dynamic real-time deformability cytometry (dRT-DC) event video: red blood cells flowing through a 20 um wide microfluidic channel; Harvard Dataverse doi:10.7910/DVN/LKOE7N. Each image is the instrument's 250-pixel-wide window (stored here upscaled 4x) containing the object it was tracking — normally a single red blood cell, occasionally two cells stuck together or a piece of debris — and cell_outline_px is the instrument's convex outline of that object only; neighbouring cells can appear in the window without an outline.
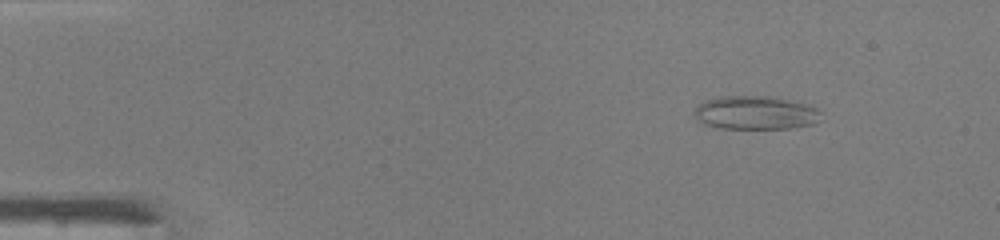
{"species": "common noctule bat (a hibernating species)", "species_latin": "Nyctalus noctula", "temperature_condition": "warm", "stored_images_in_passage": 42, "camera_frame_rate_fps": 3000, "um_per_image_px": 0.085, "animal": {"sex": "male", "body_mass_g": 19.0, "forearm_length_mm": 50.8}, "frame": {"image": 1, "passage_image": 1, "time_ms": 0.0, "image_size_px": [1000, 240], "cell_outline_px": [[820, 112], [816, 120], [812, 124], [788, 128], [720, 128], [704, 124], [696, 116], [696, 108], [704, 100], [720, 96], [768, 96], [804, 104], [816, 108]], "centroid_in_image_um": [64.17, 9.58], "position_along_channel_um": 20.8, "area_um2": 24.1}}
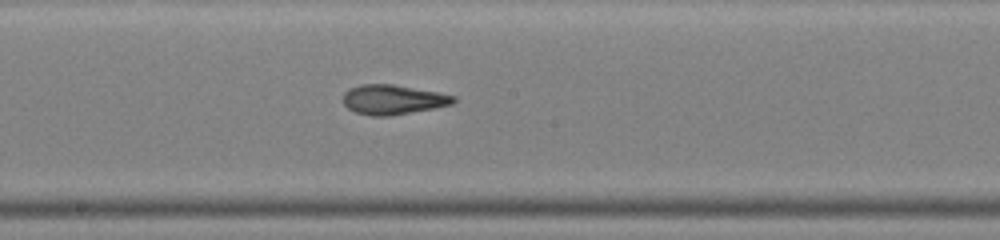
{"frame": {"image": 2, "passage_image": 21, "time_ms": 6.667, "image_size_px": [1000, 240], "cell_outline_px": [[456, 100], [452, 104], [432, 108], [388, 116], [372, 116], [356, 112], [348, 108], [344, 104], [344, 92], [348, 88], [360, 84], [392, 84], [436, 92], [456, 96]], "centroid_in_image_um": [33.36, 8.46], "position_along_channel_um": 214.8, "area_um2": 18.84}}
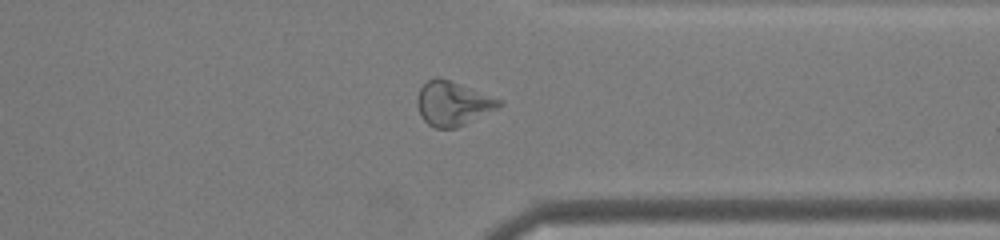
{"frame": {"image": 3, "passage_image": 32, "time_ms": 10.333, "image_size_px": [1000, 240], "cell_outline_px": [[504, 104], [456, 128], [432, 128], [420, 116], [416, 104], [416, 100], [420, 88], [428, 80], [436, 76], [440, 76], [504, 100]], "centroid_in_image_um": [38.46, 8.78], "position_along_channel_um": 372.9, "area_um2": 21.21}, "authors_computed_cell_mechanics": {"area_um2": 20.519, "velocity_mm_per_s": 4.3284, "shape_relaxation_time_tau1_ms": null, "shape_relaxation_time_tau2_ms": 2.2598, "deformation_change_tau1": null, "deformation_change_tau2": 0.1157}}